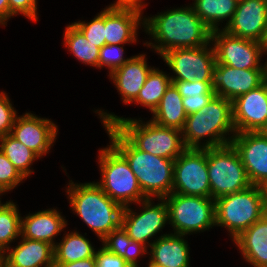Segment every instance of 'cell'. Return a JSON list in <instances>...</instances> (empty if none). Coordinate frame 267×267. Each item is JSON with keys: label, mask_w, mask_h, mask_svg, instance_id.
I'll return each instance as SVG.
<instances>
[{"label": "cell", "mask_w": 267, "mask_h": 267, "mask_svg": "<svg viewBox=\"0 0 267 267\" xmlns=\"http://www.w3.org/2000/svg\"><path fill=\"white\" fill-rule=\"evenodd\" d=\"M143 29L152 39L143 44L160 56L172 49L197 48L211 42L212 31L197 16L191 4L173 7L152 17L144 16Z\"/></svg>", "instance_id": "obj_1"}, {"label": "cell", "mask_w": 267, "mask_h": 267, "mask_svg": "<svg viewBox=\"0 0 267 267\" xmlns=\"http://www.w3.org/2000/svg\"><path fill=\"white\" fill-rule=\"evenodd\" d=\"M110 143L125 157L147 198L163 199L173 189L174 161L139 150L116 126H103Z\"/></svg>", "instance_id": "obj_2"}, {"label": "cell", "mask_w": 267, "mask_h": 267, "mask_svg": "<svg viewBox=\"0 0 267 267\" xmlns=\"http://www.w3.org/2000/svg\"><path fill=\"white\" fill-rule=\"evenodd\" d=\"M235 134L232 101L215 95L201 110L187 116L182 140L185 148L207 149L231 144Z\"/></svg>", "instance_id": "obj_3"}, {"label": "cell", "mask_w": 267, "mask_h": 267, "mask_svg": "<svg viewBox=\"0 0 267 267\" xmlns=\"http://www.w3.org/2000/svg\"><path fill=\"white\" fill-rule=\"evenodd\" d=\"M65 191L70 210L92 229L100 241L121 226L124 207L112 200L96 182L78 184L69 180Z\"/></svg>", "instance_id": "obj_4"}, {"label": "cell", "mask_w": 267, "mask_h": 267, "mask_svg": "<svg viewBox=\"0 0 267 267\" xmlns=\"http://www.w3.org/2000/svg\"><path fill=\"white\" fill-rule=\"evenodd\" d=\"M103 126H116L139 150L162 158L175 160L186 148L182 131L163 127L151 120L124 118L104 110H96Z\"/></svg>", "instance_id": "obj_5"}, {"label": "cell", "mask_w": 267, "mask_h": 267, "mask_svg": "<svg viewBox=\"0 0 267 267\" xmlns=\"http://www.w3.org/2000/svg\"><path fill=\"white\" fill-rule=\"evenodd\" d=\"M266 213L265 189L250 187L215 200L216 226L224 227L232 241Z\"/></svg>", "instance_id": "obj_6"}, {"label": "cell", "mask_w": 267, "mask_h": 267, "mask_svg": "<svg viewBox=\"0 0 267 267\" xmlns=\"http://www.w3.org/2000/svg\"><path fill=\"white\" fill-rule=\"evenodd\" d=\"M99 149L101 179L96 182L114 201L126 207L148 199L125 157L111 144Z\"/></svg>", "instance_id": "obj_7"}, {"label": "cell", "mask_w": 267, "mask_h": 267, "mask_svg": "<svg viewBox=\"0 0 267 267\" xmlns=\"http://www.w3.org/2000/svg\"><path fill=\"white\" fill-rule=\"evenodd\" d=\"M174 234L191 235L216 227L215 200L211 197L171 193L163 198Z\"/></svg>", "instance_id": "obj_8"}, {"label": "cell", "mask_w": 267, "mask_h": 267, "mask_svg": "<svg viewBox=\"0 0 267 267\" xmlns=\"http://www.w3.org/2000/svg\"><path fill=\"white\" fill-rule=\"evenodd\" d=\"M207 169L211 198L214 200L252 185L232 144L207 148Z\"/></svg>", "instance_id": "obj_9"}, {"label": "cell", "mask_w": 267, "mask_h": 267, "mask_svg": "<svg viewBox=\"0 0 267 267\" xmlns=\"http://www.w3.org/2000/svg\"><path fill=\"white\" fill-rule=\"evenodd\" d=\"M173 193L211 197L207 149L186 148L174 161Z\"/></svg>", "instance_id": "obj_10"}, {"label": "cell", "mask_w": 267, "mask_h": 267, "mask_svg": "<svg viewBox=\"0 0 267 267\" xmlns=\"http://www.w3.org/2000/svg\"><path fill=\"white\" fill-rule=\"evenodd\" d=\"M153 198L141 201L140 212H135L130 206L123 209L121 226L127 235L136 242L145 245L147 248L153 243L152 238L169 224L168 207L164 199H157L155 204ZM150 240V241H149ZM150 242V243H149Z\"/></svg>", "instance_id": "obj_11"}, {"label": "cell", "mask_w": 267, "mask_h": 267, "mask_svg": "<svg viewBox=\"0 0 267 267\" xmlns=\"http://www.w3.org/2000/svg\"><path fill=\"white\" fill-rule=\"evenodd\" d=\"M172 70L171 81L211 82L215 52L211 42L197 48L172 49L160 56Z\"/></svg>", "instance_id": "obj_12"}, {"label": "cell", "mask_w": 267, "mask_h": 267, "mask_svg": "<svg viewBox=\"0 0 267 267\" xmlns=\"http://www.w3.org/2000/svg\"><path fill=\"white\" fill-rule=\"evenodd\" d=\"M211 44L217 64L236 69H264L261 63L263 50L261 42L233 36L223 29L211 32Z\"/></svg>", "instance_id": "obj_13"}, {"label": "cell", "mask_w": 267, "mask_h": 267, "mask_svg": "<svg viewBox=\"0 0 267 267\" xmlns=\"http://www.w3.org/2000/svg\"><path fill=\"white\" fill-rule=\"evenodd\" d=\"M58 131V125L51 119L26 112L23 115H17L10 135L41 159L54 146Z\"/></svg>", "instance_id": "obj_14"}, {"label": "cell", "mask_w": 267, "mask_h": 267, "mask_svg": "<svg viewBox=\"0 0 267 267\" xmlns=\"http://www.w3.org/2000/svg\"><path fill=\"white\" fill-rule=\"evenodd\" d=\"M231 144L239 153L252 185H267V136L262 132L236 133Z\"/></svg>", "instance_id": "obj_15"}, {"label": "cell", "mask_w": 267, "mask_h": 267, "mask_svg": "<svg viewBox=\"0 0 267 267\" xmlns=\"http://www.w3.org/2000/svg\"><path fill=\"white\" fill-rule=\"evenodd\" d=\"M264 69H236L217 64L212 70L211 88L217 96L234 101L263 84Z\"/></svg>", "instance_id": "obj_16"}, {"label": "cell", "mask_w": 267, "mask_h": 267, "mask_svg": "<svg viewBox=\"0 0 267 267\" xmlns=\"http://www.w3.org/2000/svg\"><path fill=\"white\" fill-rule=\"evenodd\" d=\"M236 133L262 132L267 125V89L261 84L232 101Z\"/></svg>", "instance_id": "obj_17"}, {"label": "cell", "mask_w": 267, "mask_h": 267, "mask_svg": "<svg viewBox=\"0 0 267 267\" xmlns=\"http://www.w3.org/2000/svg\"><path fill=\"white\" fill-rule=\"evenodd\" d=\"M267 27V3L265 0H239L238 7L223 29L227 33L261 42Z\"/></svg>", "instance_id": "obj_18"}, {"label": "cell", "mask_w": 267, "mask_h": 267, "mask_svg": "<svg viewBox=\"0 0 267 267\" xmlns=\"http://www.w3.org/2000/svg\"><path fill=\"white\" fill-rule=\"evenodd\" d=\"M186 235L165 233L149 246L148 267H190L189 244Z\"/></svg>", "instance_id": "obj_19"}, {"label": "cell", "mask_w": 267, "mask_h": 267, "mask_svg": "<svg viewBox=\"0 0 267 267\" xmlns=\"http://www.w3.org/2000/svg\"><path fill=\"white\" fill-rule=\"evenodd\" d=\"M154 68L148 65L146 54L130 56V59L120 68L112 72L109 78L121 95V101L128 105L137 98L139 91L146 82L147 76Z\"/></svg>", "instance_id": "obj_20"}, {"label": "cell", "mask_w": 267, "mask_h": 267, "mask_svg": "<svg viewBox=\"0 0 267 267\" xmlns=\"http://www.w3.org/2000/svg\"><path fill=\"white\" fill-rule=\"evenodd\" d=\"M143 13L133 9L105 7L106 44H132L137 42L138 29L144 27ZM140 26V27H139Z\"/></svg>", "instance_id": "obj_21"}, {"label": "cell", "mask_w": 267, "mask_h": 267, "mask_svg": "<svg viewBox=\"0 0 267 267\" xmlns=\"http://www.w3.org/2000/svg\"><path fill=\"white\" fill-rule=\"evenodd\" d=\"M56 208L21 217V237L56 245V237L67 227L66 218Z\"/></svg>", "instance_id": "obj_22"}, {"label": "cell", "mask_w": 267, "mask_h": 267, "mask_svg": "<svg viewBox=\"0 0 267 267\" xmlns=\"http://www.w3.org/2000/svg\"><path fill=\"white\" fill-rule=\"evenodd\" d=\"M15 247L5 252L8 267H54V247L43 241L19 238Z\"/></svg>", "instance_id": "obj_23"}, {"label": "cell", "mask_w": 267, "mask_h": 267, "mask_svg": "<svg viewBox=\"0 0 267 267\" xmlns=\"http://www.w3.org/2000/svg\"><path fill=\"white\" fill-rule=\"evenodd\" d=\"M233 242L252 267H267V212Z\"/></svg>", "instance_id": "obj_24"}, {"label": "cell", "mask_w": 267, "mask_h": 267, "mask_svg": "<svg viewBox=\"0 0 267 267\" xmlns=\"http://www.w3.org/2000/svg\"><path fill=\"white\" fill-rule=\"evenodd\" d=\"M183 97L173 83L166 89L158 107L152 113L151 121L157 125L183 130L187 114L184 110Z\"/></svg>", "instance_id": "obj_25"}, {"label": "cell", "mask_w": 267, "mask_h": 267, "mask_svg": "<svg viewBox=\"0 0 267 267\" xmlns=\"http://www.w3.org/2000/svg\"><path fill=\"white\" fill-rule=\"evenodd\" d=\"M192 7L197 16L211 30H220V23L226 21L224 29L231 21L239 0H193Z\"/></svg>", "instance_id": "obj_26"}, {"label": "cell", "mask_w": 267, "mask_h": 267, "mask_svg": "<svg viewBox=\"0 0 267 267\" xmlns=\"http://www.w3.org/2000/svg\"><path fill=\"white\" fill-rule=\"evenodd\" d=\"M54 246V263H70L95 257L96 248L77 230L63 234Z\"/></svg>", "instance_id": "obj_27"}, {"label": "cell", "mask_w": 267, "mask_h": 267, "mask_svg": "<svg viewBox=\"0 0 267 267\" xmlns=\"http://www.w3.org/2000/svg\"><path fill=\"white\" fill-rule=\"evenodd\" d=\"M101 242L104 248L123 257L131 267H139L138 258L148 255V248L139 242L133 241L122 226L111 231Z\"/></svg>", "instance_id": "obj_28"}, {"label": "cell", "mask_w": 267, "mask_h": 267, "mask_svg": "<svg viewBox=\"0 0 267 267\" xmlns=\"http://www.w3.org/2000/svg\"><path fill=\"white\" fill-rule=\"evenodd\" d=\"M63 45L79 62L98 68L100 48L86 39L73 24H68L63 34Z\"/></svg>", "instance_id": "obj_29"}, {"label": "cell", "mask_w": 267, "mask_h": 267, "mask_svg": "<svg viewBox=\"0 0 267 267\" xmlns=\"http://www.w3.org/2000/svg\"><path fill=\"white\" fill-rule=\"evenodd\" d=\"M171 83L169 74L154 67L147 76L137 98L132 103L140 104L153 113Z\"/></svg>", "instance_id": "obj_30"}, {"label": "cell", "mask_w": 267, "mask_h": 267, "mask_svg": "<svg viewBox=\"0 0 267 267\" xmlns=\"http://www.w3.org/2000/svg\"><path fill=\"white\" fill-rule=\"evenodd\" d=\"M0 150L26 179L34 173L31 166L40 157L10 134L0 137Z\"/></svg>", "instance_id": "obj_31"}, {"label": "cell", "mask_w": 267, "mask_h": 267, "mask_svg": "<svg viewBox=\"0 0 267 267\" xmlns=\"http://www.w3.org/2000/svg\"><path fill=\"white\" fill-rule=\"evenodd\" d=\"M21 214L11 200L0 206V252H5L21 237Z\"/></svg>", "instance_id": "obj_32"}, {"label": "cell", "mask_w": 267, "mask_h": 267, "mask_svg": "<svg viewBox=\"0 0 267 267\" xmlns=\"http://www.w3.org/2000/svg\"><path fill=\"white\" fill-rule=\"evenodd\" d=\"M73 24L83 33L88 41L101 48L105 40V8L91 21H77Z\"/></svg>", "instance_id": "obj_33"}, {"label": "cell", "mask_w": 267, "mask_h": 267, "mask_svg": "<svg viewBox=\"0 0 267 267\" xmlns=\"http://www.w3.org/2000/svg\"><path fill=\"white\" fill-rule=\"evenodd\" d=\"M123 45L125 44H105L102 46L99 52L98 68H108L110 75L126 63L130 58H124L125 51Z\"/></svg>", "instance_id": "obj_34"}, {"label": "cell", "mask_w": 267, "mask_h": 267, "mask_svg": "<svg viewBox=\"0 0 267 267\" xmlns=\"http://www.w3.org/2000/svg\"><path fill=\"white\" fill-rule=\"evenodd\" d=\"M26 178L0 150V191L4 194L14 190Z\"/></svg>", "instance_id": "obj_35"}, {"label": "cell", "mask_w": 267, "mask_h": 267, "mask_svg": "<svg viewBox=\"0 0 267 267\" xmlns=\"http://www.w3.org/2000/svg\"><path fill=\"white\" fill-rule=\"evenodd\" d=\"M17 111L4 91L0 92V137L11 133Z\"/></svg>", "instance_id": "obj_36"}, {"label": "cell", "mask_w": 267, "mask_h": 267, "mask_svg": "<svg viewBox=\"0 0 267 267\" xmlns=\"http://www.w3.org/2000/svg\"><path fill=\"white\" fill-rule=\"evenodd\" d=\"M178 89L179 94L184 97L201 96L203 94H215L211 88V82L193 81H172Z\"/></svg>", "instance_id": "obj_37"}, {"label": "cell", "mask_w": 267, "mask_h": 267, "mask_svg": "<svg viewBox=\"0 0 267 267\" xmlns=\"http://www.w3.org/2000/svg\"><path fill=\"white\" fill-rule=\"evenodd\" d=\"M11 17L23 15L31 21H38V0H8Z\"/></svg>", "instance_id": "obj_38"}, {"label": "cell", "mask_w": 267, "mask_h": 267, "mask_svg": "<svg viewBox=\"0 0 267 267\" xmlns=\"http://www.w3.org/2000/svg\"><path fill=\"white\" fill-rule=\"evenodd\" d=\"M96 267H131L129 266L123 257L115 255L109 252L103 246L98 248L95 252Z\"/></svg>", "instance_id": "obj_39"}, {"label": "cell", "mask_w": 267, "mask_h": 267, "mask_svg": "<svg viewBox=\"0 0 267 267\" xmlns=\"http://www.w3.org/2000/svg\"><path fill=\"white\" fill-rule=\"evenodd\" d=\"M215 95L203 94L201 96L184 97L182 103L187 116L201 110Z\"/></svg>", "instance_id": "obj_40"}, {"label": "cell", "mask_w": 267, "mask_h": 267, "mask_svg": "<svg viewBox=\"0 0 267 267\" xmlns=\"http://www.w3.org/2000/svg\"><path fill=\"white\" fill-rule=\"evenodd\" d=\"M146 5L147 3L145 4L144 0H116L109 6L118 9H133L142 13Z\"/></svg>", "instance_id": "obj_41"}, {"label": "cell", "mask_w": 267, "mask_h": 267, "mask_svg": "<svg viewBox=\"0 0 267 267\" xmlns=\"http://www.w3.org/2000/svg\"><path fill=\"white\" fill-rule=\"evenodd\" d=\"M54 267H96V259L90 257L70 263H54Z\"/></svg>", "instance_id": "obj_42"}, {"label": "cell", "mask_w": 267, "mask_h": 267, "mask_svg": "<svg viewBox=\"0 0 267 267\" xmlns=\"http://www.w3.org/2000/svg\"><path fill=\"white\" fill-rule=\"evenodd\" d=\"M10 9L8 0H0V25H7L6 23L10 20Z\"/></svg>", "instance_id": "obj_43"}, {"label": "cell", "mask_w": 267, "mask_h": 267, "mask_svg": "<svg viewBox=\"0 0 267 267\" xmlns=\"http://www.w3.org/2000/svg\"><path fill=\"white\" fill-rule=\"evenodd\" d=\"M261 46H262V50H263L264 55H267V27L265 29L264 37L261 41Z\"/></svg>", "instance_id": "obj_44"}, {"label": "cell", "mask_w": 267, "mask_h": 267, "mask_svg": "<svg viewBox=\"0 0 267 267\" xmlns=\"http://www.w3.org/2000/svg\"><path fill=\"white\" fill-rule=\"evenodd\" d=\"M263 84L265 85L267 89V61L265 62V68L263 72Z\"/></svg>", "instance_id": "obj_45"}, {"label": "cell", "mask_w": 267, "mask_h": 267, "mask_svg": "<svg viewBox=\"0 0 267 267\" xmlns=\"http://www.w3.org/2000/svg\"><path fill=\"white\" fill-rule=\"evenodd\" d=\"M5 265V255L4 252H0V267H4Z\"/></svg>", "instance_id": "obj_46"}, {"label": "cell", "mask_w": 267, "mask_h": 267, "mask_svg": "<svg viewBox=\"0 0 267 267\" xmlns=\"http://www.w3.org/2000/svg\"><path fill=\"white\" fill-rule=\"evenodd\" d=\"M264 189H265L266 212H267V185L264 187Z\"/></svg>", "instance_id": "obj_47"}, {"label": "cell", "mask_w": 267, "mask_h": 267, "mask_svg": "<svg viewBox=\"0 0 267 267\" xmlns=\"http://www.w3.org/2000/svg\"><path fill=\"white\" fill-rule=\"evenodd\" d=\"M262 133H263L264 135L267 136V125H266V127L263 129Z\"/></svg>", "instance_id": "obj_48"}, {"label": "cell", "mask_w": 267, "mask_h": 267, "mask_svg": "<svg viewBox=\"0 0 267 267\" xmlns=\"http://www.w3.org/2000/svg\"><path fill=\"white\" fill-rule=\"evenodd\" d=\"M2 195H4V194H3V193H0V197H1ZM1 199H2V198H0V206L3 204V203L1 202Z\"/></svg>", "instance_id": "obj_49"}]
</instances>
